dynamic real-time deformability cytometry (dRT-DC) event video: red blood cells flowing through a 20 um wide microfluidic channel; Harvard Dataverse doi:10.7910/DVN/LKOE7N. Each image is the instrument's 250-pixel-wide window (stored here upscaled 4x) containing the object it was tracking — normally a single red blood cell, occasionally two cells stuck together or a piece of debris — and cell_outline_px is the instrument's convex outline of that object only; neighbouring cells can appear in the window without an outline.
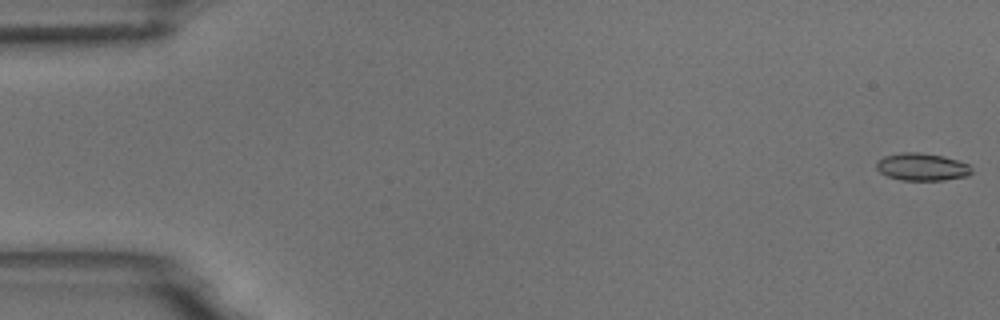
{"species": "common noctule bat (a hibernating species)", "species_latin": "Nyctalus noctula", "temperature_condition": "room temperature", "stored_images_in_passage": 6, "camera_frame_rate_fps": 3000, "um_per_image_px": 0.085, "animal": {"sex": "male", "body_mass_g": 18.8}, "frame": {"image": 1, "passage_image": 1, "time_ms": 0.0, "image_size_px": [1000, 320], "cell_outline_px": [[972, 172], [968, 176], [944, 180], [900, 180], [888, 176], [880, 172], [876, 168], [876, 164], [884, 156], [900, 152], [920, 152], [944, 156], [968, 164], [972, 168]], "centroid_in_image_um": [78.38, 14.18], "position_along_channel_um": 6.6, "area_um2": 15.26}}
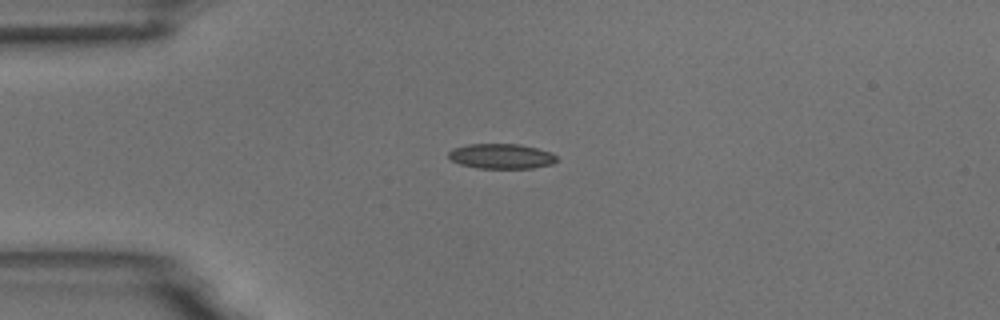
{"frame": {"image": 2, "passage_image": 4, "time_ms": 4.333, "image_size_px": [1000, 320], "cell_outline_px": [[556, 160], [552, 164], [532, 168], [476, 168], [460, 164], [452, 160], [448, 156], [448, 152], [452, 148], [468, 144], [520, 144], [552, 152], [556, 156]], "centroid_in_image_um": [42.59, 13.27], "position_along_channel_um": 42.4, "area_um2": 15.78}}